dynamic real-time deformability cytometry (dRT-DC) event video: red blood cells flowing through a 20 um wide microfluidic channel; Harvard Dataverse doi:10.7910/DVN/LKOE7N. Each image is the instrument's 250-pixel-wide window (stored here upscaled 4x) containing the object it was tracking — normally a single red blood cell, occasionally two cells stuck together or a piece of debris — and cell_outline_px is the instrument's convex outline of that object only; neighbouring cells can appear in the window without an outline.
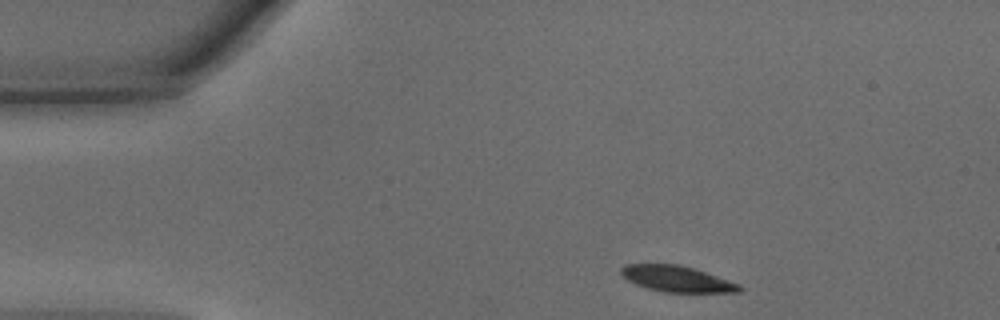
{"species": "common noctule bat (a hibernating species)", "species_latin": "Nyctalus noctula", "temperature_condition": "warm", "stored_images_in_passage": 31, "camera_frame_rate_fps": 3000, "um_per_image_px": 0.085, "animal": {"sex": "male", "body_mass_g": 15.6}, "frame": {"image": 1, "passage_image": 1, "time_ms": 0.0, "image_size_px": [1000, 320], "cell_outline_px": [[744, 288], [740, 292], [664, 292], [648, 288], [636, 284], [628, 280], [620, 272], [620, 268], [624, 264], [676, 264], [692, 268], [740, 284]], "centroid_in_image_um": [57.53, 23.7], "position_along_channel_um": 27.5, "area_um2": 17.69}}
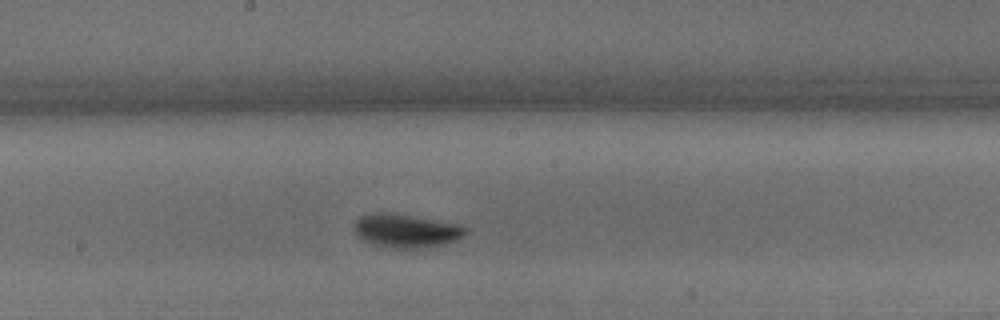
{"frame": {"image": 2, "passage_image": 18, "time_ms": 5.667, "image_size_px": [1000, 320], "cell_outline_px": [[468, 232], [464, 236], [456, 240], [444, 244], [416, 248], [388, 248], [372, 244], [356, 236], [352, 228], [356, 220], [360, 216], [368, 212], [380, 212], [408, 216], [456, 224], [464, 228]], "centroid_in_image_um": [34.42, 19.63], "position_along_channel_um": 213.8, "area_um2": 21.5}}
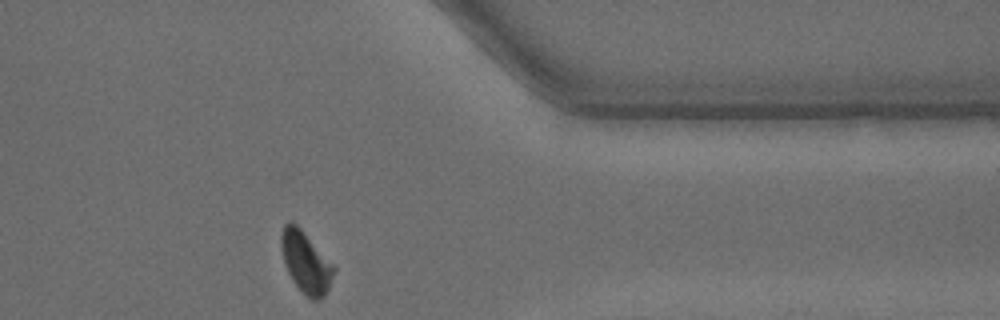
{"frame": {"image": 3, "passage_image": 31, "time_ms": 10.0, "image_size_px": [1000, 320], "cell_outline_px": [[336, 268], [328, 288], [324, 296], [320, 300], [312, 300], [292, 280], [284, 264], [280, 244], [280, 236], [284, 224], [288, 220], [292, 220], [300, 228]], "centroid_in_image_um": [25.96, 22.26], "position_along_channel_um": 385.4, "area_um2": 18.55}, "authors_computed_cell_mechanics": {"area_um2": 20.0566, "velocity_mm_per_s": 4.3121, "shape_relaxation_time_tau1_ms": 1.6201, "shape_relaxation_time_tau2_ms": 2.6941, "deformation_change_tau1": 0.1296, "deformation_change_tau2": 0.0731}}